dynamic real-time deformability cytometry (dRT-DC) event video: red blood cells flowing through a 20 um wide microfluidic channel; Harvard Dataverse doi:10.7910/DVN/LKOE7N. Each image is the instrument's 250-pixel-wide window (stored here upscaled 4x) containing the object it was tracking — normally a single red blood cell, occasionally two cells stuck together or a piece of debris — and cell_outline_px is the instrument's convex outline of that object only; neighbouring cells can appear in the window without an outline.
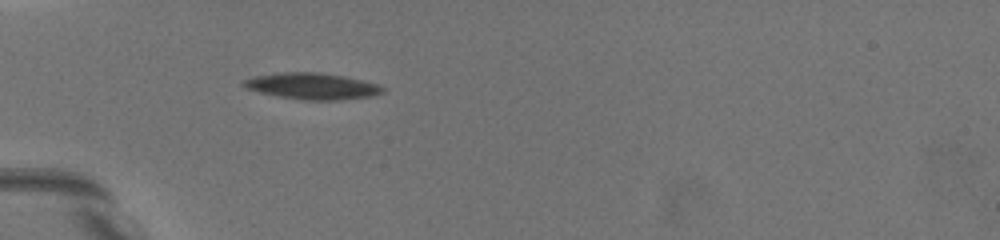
{"species": "common noctule bat (a hibernating species)", "species_latin": "Nyctalus noctula", "temperature_condition": "warm", "stored_images_in_passage": 53, "camera_frame_rate_fps": 3000, "um_per_image_px": 0.085, "animal": {"sex": "female", "body_mass_g": 19.5, "forearm_length_mm": 54.1}, "frame": {"image": 1, "passage_image": 1, "time_ms": 0.0, "image_size_px": [1000, 240], "cell_outline_px": [[384, 92], [368, 96], [336, 100], [304, 100], [280, 96], [260, 92], [248, 88], [240, 84], [244, 80], [256, 76], [284, 72], [320, 72], [344, 76], [376, 84], [384, 88]], "centroid_in_image_um": [26.52, 7.31], "position_along_channel_um": 58.5, "area_um2": 20.87}}
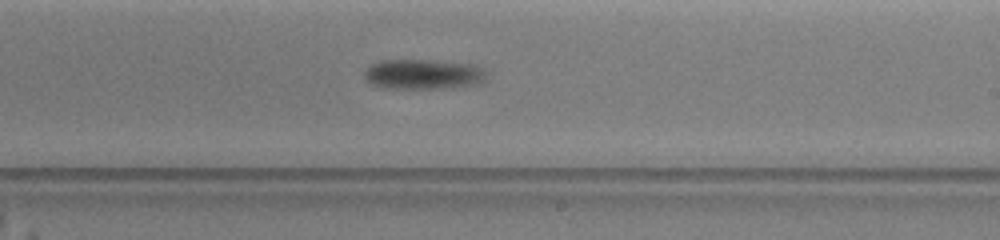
{"frame": {"image": 2, "passage_image": 25, "time_ms": 6.0, "image_size_px": [1000, 240], "cell_outline_px": [[484, 76], [480, 84], [444, 88], [384, 88], [372, 84], [364, 76], [364, 72], [372, 64], [380, 60], [428, 60], [464, 64], [480, 68], [484, 72]], "centroid_in_image_um": [35.9, 6.32], "position_along_channel_um": 253.1, "area_um2": 20.81}}
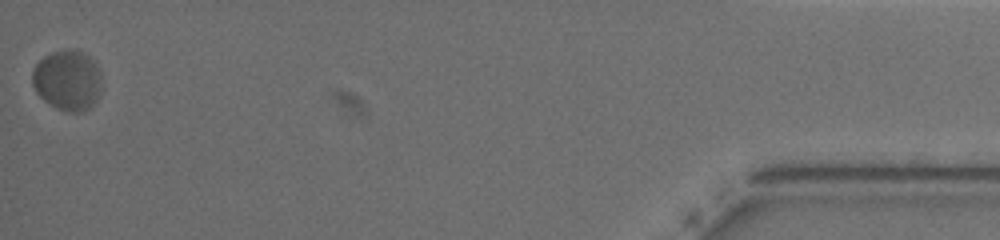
{"frame": {"image": 3, "passage_image": 53, "time_ms": 13.667, "image_size_px": [1000, 240], "cell_outline_px": [[96, 100], [88, 108], [80, 112], [68, 112], [56, 108], [48, 104], [36, 92], [32, 84], [32, 68], [44, 56], [52, 52], [80, 52], [88, 56], [92, 60], [96, 68]], "centroid_in_image_um": [5.61, 6.86], "position_along_channel_um": 429.6, "area_um2": 23.12}}